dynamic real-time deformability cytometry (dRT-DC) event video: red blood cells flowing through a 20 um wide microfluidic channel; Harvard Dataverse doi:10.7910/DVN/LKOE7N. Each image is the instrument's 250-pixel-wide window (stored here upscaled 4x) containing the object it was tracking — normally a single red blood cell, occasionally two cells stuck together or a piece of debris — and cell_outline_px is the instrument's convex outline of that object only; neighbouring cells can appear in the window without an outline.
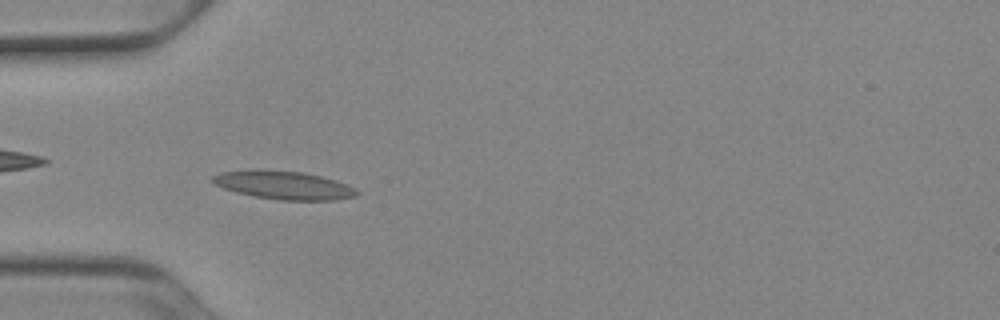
{"species": "Egyptian fruit bat (a non-hibernating species)", "species_latin": "Rousettus aegyptiacus", "temperature_condition": "cold", "stored_images_in_passage": 52, "camera_frame_rate_fps": 3000, "um_per_image_px": 0.085, "animal": {"sex": "female"}, "frame": {"image": 1, "passage_image": 16, "time_ms": 5.0, "image_size_px": [1000, 320], "cell_outline_px": [[360, 192], [356, 196], [336, 200], [280, 200], [256, 196], [236, 192], [212, 184], [212, 176], [220, 172], [256, 168], [300, 172], [320, 176], [336, 180], [356, 188]], "centroid_in_image_um": [24.1, 15.72], "position_along_channel_um": 60.9, "area_um2": 23.99}}
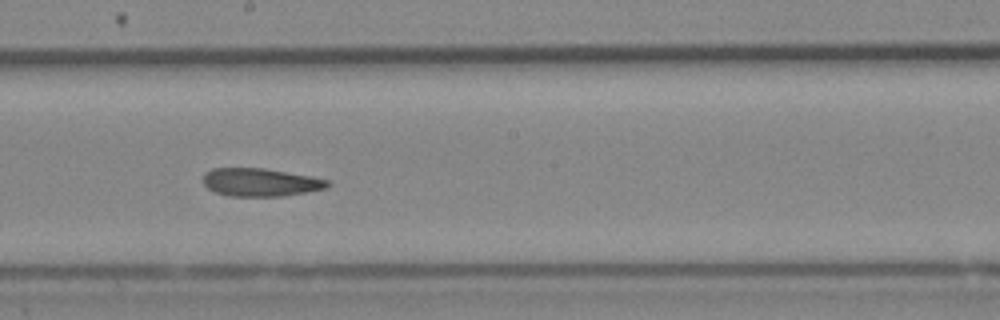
{"frame": {"image": 2, "passage_image": 29, "time_ms": 9.333, "image_size_px": [1000, 320], "cell_outline_px": [[332, 184], [328, 188], [284, 196], [232, 196], [216, 192], [208, 188], [204, 184], [204, 172], [212, 168], [264, 168], [312, 176], [328, 180]], "centroid_in_image_um": [22.18, 15.49], "position_along_channel_um": 226.0, "area_um2": 20.4}}
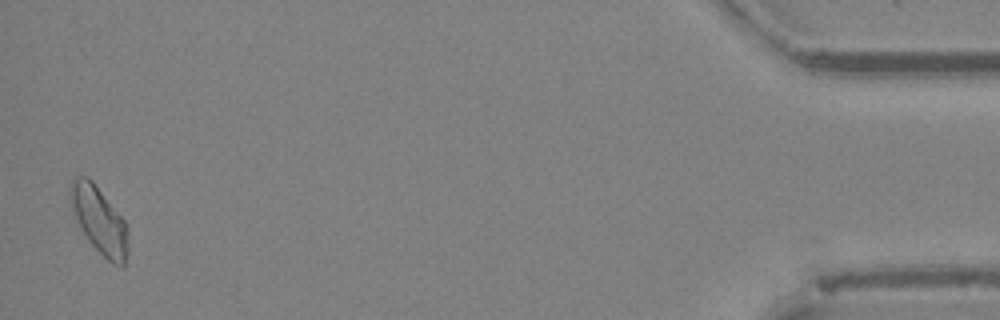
{"frame": {"image": 3, "passage_image": 51, "time_ms": 16.667, "image_size_px": [1000, 320], "cell_outline_px": [[128, 252], [124, 268], [120, 268], [112, 264], [92, 244], [84, 232], [76, 216], [68, 192], [68, 188], [72, 180], [76, 176], [88, 176], [92, 180], [124, 220], [128, 228]], "centroid_in_image_um": [8.48, 18.73], "position_along_channel_um": 426.7, "area_um2": 22.25}, "authors_computed_cell_mechanics": {"area_um2": 21.4438, "velocity_mm_per_s": 3.8894, "shape_relaxation_time_tau1_ms": null, "shape_relaxation_time_tau2_ms": 3.3386, "deformation_change_tau1": null, "deformation_change_tau2": 0.0996}}